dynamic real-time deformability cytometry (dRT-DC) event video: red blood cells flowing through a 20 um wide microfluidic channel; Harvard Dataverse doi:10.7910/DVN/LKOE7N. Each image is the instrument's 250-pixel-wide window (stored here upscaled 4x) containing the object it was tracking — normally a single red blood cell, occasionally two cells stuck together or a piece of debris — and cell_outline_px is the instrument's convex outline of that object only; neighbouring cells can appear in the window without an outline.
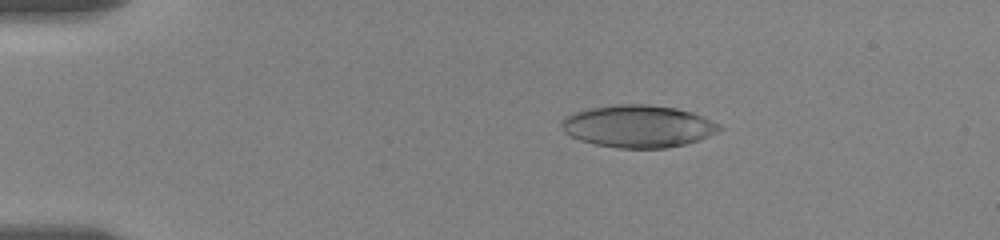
{"species": "human", "species_latin": "Homo sapiens", "temperature_condition": "room temperature", "stored_images_in_passage": 13, "camera_frame_rate_fps": 3000, "um_per_image_px": 0.085, "donor": {"sex": "female"}, "frame": {"image": 1, "passage_image": 6, "time_ms": 3.0, "image_size_px": [1000, 240], "cell_outline_px": [[724, 128], [708, 136], [684, 144], [668, 148], [616, 148], [596, 144], [580, 140], [564, 132], [560, 124], [560, 120], [564, 116], [588, 108], [612, 104], [648, 104], [676, 108], [692, 112], [704, 116], [720, 124]], "centroid_in_image_um": [54.23, 10.72], "position_along_channel_um": 30.8, "area_um2": 39.13}}
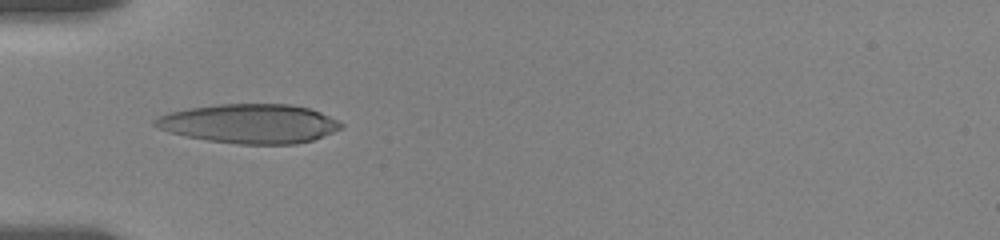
{"frame": {"image": 2, "passage_image": 11, "time_ms": 5.667, "image_size_px": [1000, 240], "cell_outline_px": [[344, 128], [312, 140], [296, 144], [240, 144], [208, 140], [188, 136], [172, 132], [160, 128], [152, 124], [160, 116], [168, 112], [188, 108], [216, 104], [292, 104], [308, 108], [320, 112], [344, 124]], "centroid_in_image_um": [21.26, 10.5], "position_along_channel_um": 63.7, "area_um2": 42.25}}
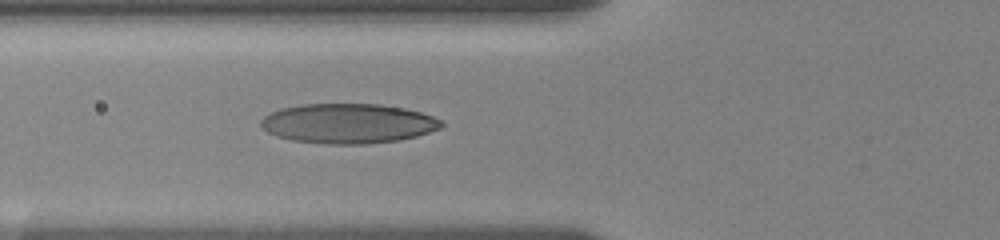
{"frame": {"image": 3, "passage_image": 13, "time_ms": 6.667, "image_size_px": [1000, 240], "cell_outline_px": [[444, 124], [440, 128], [416, 136], [400, 140], [364, 144], [324, 144], [292, 140], [276, 136], [268, 132], [260, 124], [260, 120], [264, 116], [280, 108], [300, 104], [380, 104], [404, 108], [420, 112], [444, 120]], "centroid_in_image_um": [29.59, 10.49], "position_along_channel_um": 96.2, "area_um2": 41.96}}